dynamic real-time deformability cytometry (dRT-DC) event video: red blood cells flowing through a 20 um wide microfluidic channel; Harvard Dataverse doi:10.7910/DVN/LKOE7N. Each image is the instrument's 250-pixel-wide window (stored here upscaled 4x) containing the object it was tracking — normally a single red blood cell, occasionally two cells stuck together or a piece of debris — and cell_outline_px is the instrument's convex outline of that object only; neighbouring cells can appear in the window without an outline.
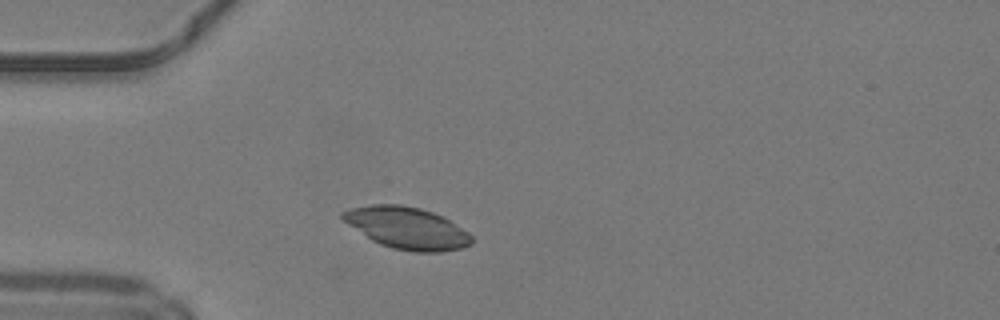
{"species": "common noctule bat (a hibernating species)", "species_latin": "Nyctalus noctula", "temperature_condition": "warm", "stored_images_in_passage": 33, "camera_frame_rate_fps": 3000, "um_per_image_px": 0.085, "animal": {"sex": "male", "body_mass_g": 19.2, "forearm_length_mm": 51.8}, "frame": {"image": 1, "passage_image": 1, "time_ms": 0.0, "image_size_px": [1000, 320], "cell_outline_px": [[472, 244], [460, 248], [440, 252], [412, 252], [392, 248], [380, 244], [372, 240], [348, 224], [340, 216], [340, 212], [348, 208], [372, 204], [400, 204], [420, 208], [444, 216], [468, 232], [472, 236]], "centroid_in_image_um": [34.59, 19.37], "position_along_channel_um": 50.4, "area_um2": 31.56}}
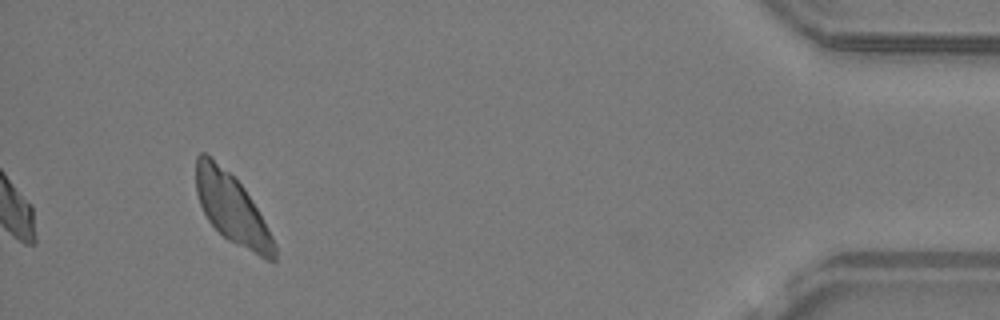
{"frame": {"image": 2, "passage_image": 33, "time_ms": 10.667, "image_size_px": [1000, 320], "cell_outline_px": [[276, 260], [268, 260], [228, 240], [208, 220], [200, 204], [196, 192], [196, 156], [200, 152], [204, 152], [228, 172], [244, 188], [256, 208], [272, 236], [276, 244]], "centroid_in_image_um": [19.7, 17.74], "position_along_channel_um": 415.5, "area_um2": 30.98}}